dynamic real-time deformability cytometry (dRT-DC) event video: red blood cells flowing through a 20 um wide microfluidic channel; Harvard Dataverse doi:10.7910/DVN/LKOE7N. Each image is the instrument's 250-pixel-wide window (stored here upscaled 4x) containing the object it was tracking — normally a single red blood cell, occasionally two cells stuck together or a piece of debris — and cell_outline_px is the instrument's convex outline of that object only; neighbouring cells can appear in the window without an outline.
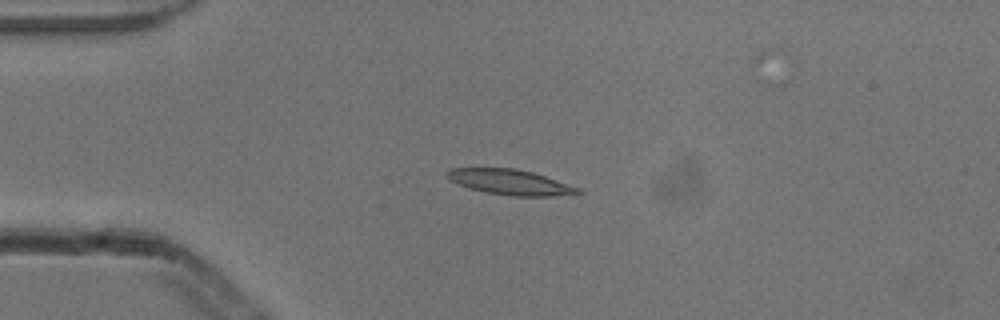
{"species": "common noctule bat (a hibernating species)", "species_latin": "Nyctalus noctula", "temperature_condition": "cold", "stored_images_in_passage": 3, "camera_frame_rate_fps": 3000, "um_per_image_px": 0.085, "animal": {"sex": "male", "body_mass_g": 13.3}, "frame": {"image": 1, "passage_image": 3, "time_ms": 0.667, "image_size_px": [1000, 320], "cell_outline_px": [[584, 192], [552, 196], [512, 196], [484, 192], [468, 188], [448, 180], [444, 172], [448, 168], [516, 168], [532, 172], [580, 188]], "centroid_in_image_um": [43.28, 15.47], "position_along_channel_um": 41.7, "area_um2": 19.36}}